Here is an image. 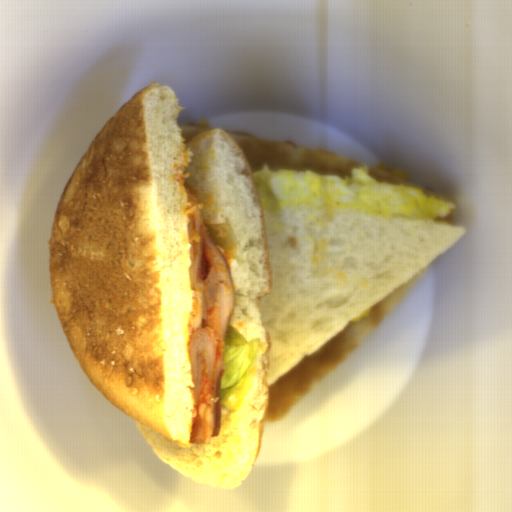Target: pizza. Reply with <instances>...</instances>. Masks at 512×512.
<instances>
[{"label": "pizza", "mask_w": 512, "mask_h": 512, "mask_svg": "<svg viewBox=\"0 0 512 512\" xmlns=\"http://www.w3.org/2000/svg\"><path fill=\"white\" fill-rule=\"evenodd\" d=\"M223 131L229 134L242 151L252 174L269 166L345 177L350 176L352 170L365 165L356 158L311 148L287 139Z\"/></svg>", "instance_id": "2"}, {"label": "pizza", "mask_w": 512, "mask_h": 512, "mask_svg": "<svg viewBox=\"0 0 512 512\" xmlns=\"http://www.w3.org/2000/svg\"><path fill=\"white\" fill-rule=\"evenodd\" d=\"M178 127L181 130L182 141H184L186 143L201 134H204L210 130H215L209 126H204V125H200V124L178 123Z\"/></svg>", "instance_id": "4"}, {"label": "pizza", "mask_w": 512, "mask_h": 512, "mask_svg": "<svg viewBox=\"0 0 512 512\" xmlns=\"http://www.w3.org/2000/svg\"><path fill=\"white\" fill-rule=\"evenodd\" d=\"M427 264L269 386L264 419L272 423L285 418L321 380L373 332L413 287Z\"/></svg>", "instance_id": "1"}, {"label": "pizza", "mask_w": 512, "mask_h": 512, "mask_svg": "<svg viewBox=\"0 0 512 512\" xmlns=\"http://www.w3.org/2000/svg\"><path fill=\"white\" fill-rule=\"evenodd\" d=\"M454 216H455V211L452 214H450L449 216H447L446 218H444L442 220H439V221H447V222H452L453 223Z\"/></svg>", "instance_id": "5"}, {"label": "pizza", "mask_w": 512, "mask_h": 512, "mask_svg": "<svg viewBox=\"0 0 512 512\" xmlns=\"http://www.w3.org/2000/svg\"><path fill=\"white\" fill-rule=\"evenodd\" d=\"M368 172L370 174L371 179L375 180L378 183H389V184H399L408 187L417 188L422 193L427 196H430L434 199L452 201V198L446 197L442 194H439L429 188H426L414 180L411 179L409 173L404 169L397 168L390 165H379L374 167H368Z\"/></svg>", "instance_id": "3"}]
</instances>
